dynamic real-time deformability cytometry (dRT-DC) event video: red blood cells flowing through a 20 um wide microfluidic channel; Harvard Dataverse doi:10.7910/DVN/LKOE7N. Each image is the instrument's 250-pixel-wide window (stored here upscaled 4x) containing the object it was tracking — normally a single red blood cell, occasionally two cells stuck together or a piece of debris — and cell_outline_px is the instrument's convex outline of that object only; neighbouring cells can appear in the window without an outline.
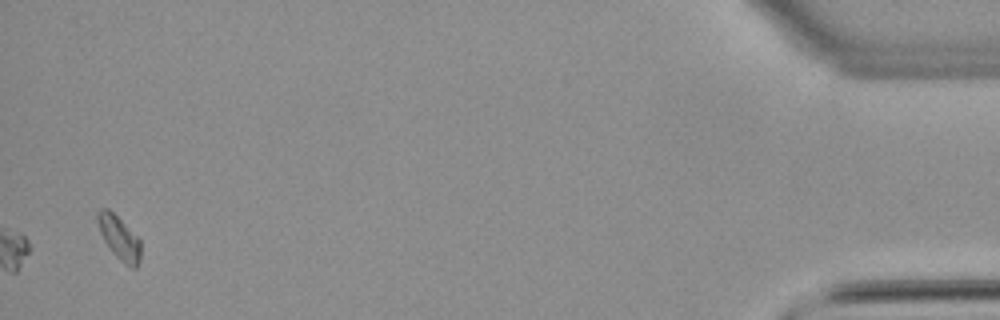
{"species": "common noctule bat (a hibernating species)", "species_latin": "Nyctalus noctula", "temperature_condition": "warm", "stored_images_in_passage": 38, "camera_frame_rate_fps": 3000, "um_per_image_px": 0.085, "animal": {"sex": "male", "body_mass_g": 21.5, "forearm_length_mm": 52.0}, "frame": {"image": 1, "passage_image": 38, "time_ms": 12.333, "image_size_px": [1000, 320], "cell_outline_px": [[140, 260], [136, 268], [132, 268], [124, 264], [112, 252], [104, 240], [100, 232], [96, 220], [96, 216], [100, 208], [108, 208], [140, 240]], "centroid_in_image_um": [10.11, 20.23], "position_along_channel_um": 425.1, "area_um2": 10.75}}